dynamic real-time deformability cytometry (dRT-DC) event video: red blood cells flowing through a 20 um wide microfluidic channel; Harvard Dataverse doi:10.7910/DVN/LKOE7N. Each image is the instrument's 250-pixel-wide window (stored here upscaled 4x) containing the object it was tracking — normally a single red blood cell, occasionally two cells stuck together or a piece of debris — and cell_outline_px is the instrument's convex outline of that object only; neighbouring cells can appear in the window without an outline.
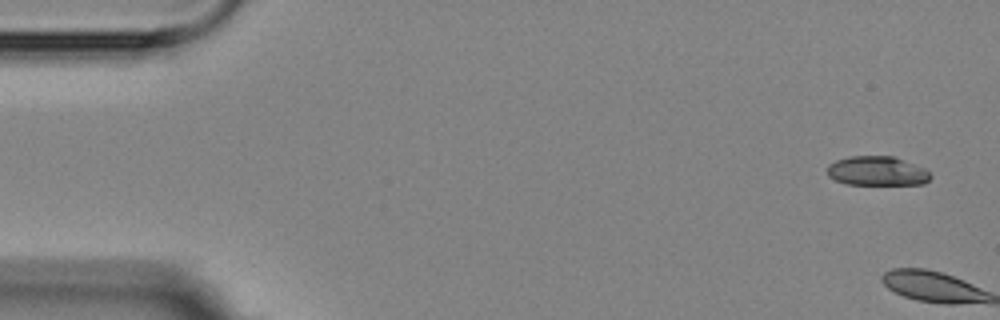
{"species": "Egyptian fruit bat (a non-hibernating species)", "species_latin": "Rousettus aegyptiacus", "temperature_condition": "room temperature", "stored_images_in_passage": 4, "camera_frame_rate_fps": 3000, "um_per_image_px": 0.085, "animal": {"sex": "female"}, "frame": {"image": 1, "passage_image": 1, "time_ms": 0.0, "image_size_px": [1000, 320], "cell_outline_px": [[932, 176], [924, 184], [844, 184], [828, 176], [828, 164], [836, 160], [848, 156], [892, 156], [924, 168]], "centroid_in_image_um": [74.52, 14.53], "position_along_channel_um": 10.5, "area_um2": 17.51}}